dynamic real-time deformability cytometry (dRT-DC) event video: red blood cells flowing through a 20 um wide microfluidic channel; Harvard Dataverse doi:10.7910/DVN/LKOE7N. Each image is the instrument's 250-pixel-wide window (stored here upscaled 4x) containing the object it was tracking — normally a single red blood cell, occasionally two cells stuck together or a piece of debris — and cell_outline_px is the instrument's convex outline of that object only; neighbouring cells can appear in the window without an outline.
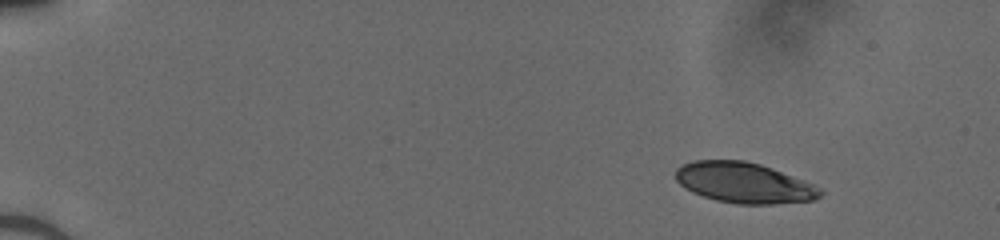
{"species": "human", "species_latin": "Homo sapiens", "temperature_condition": "cold", "stored_images_in_passage": 45, "camera_frame_rate_fps": 3000, "um_per_image_px": 0.085, "donor": {"sex": "male"}, "frame": {"image": 1, "passage_image": 1, "time_ms": 0.0, "image_size_px": [1000, 240], "cell_outline_px": [[824, 192], [820, 196], [812, 200], [772, 204], [736, 204], [716, 200], [692, 192], [684, 188], [676, 180], [676, 168], [692, 160], [744, 160], [760, 164], [772, 168], [804, 180], [820, 188]], "centroid_in_image_um": [63.23, 15.53], "position_along_channel_um": 21.8, "area_um2": 34.1}}
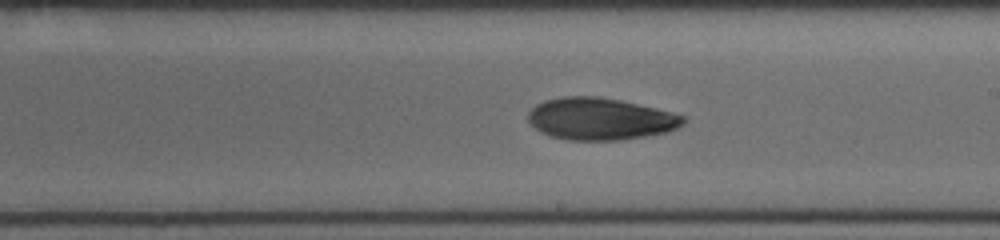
{"frame": {"image": 2, "passage_image": 26, "time_ms": 8.333, "image_size_px": [1000, 240], "cell_outline_px": [[688, 120], [684, 124], [668, 132], [620, 140], [568, 140], [552, 136], [540, 132], [528, 120], [528, 112], [536, 104], [544, 100], [564, 96], [596, 96], [620, 100], [672, 112], [684, 116]], "centroid_in_image_um": [51.03, 10.1], "position_along_channel_um": 238.0, "area_um2": 37.97}}
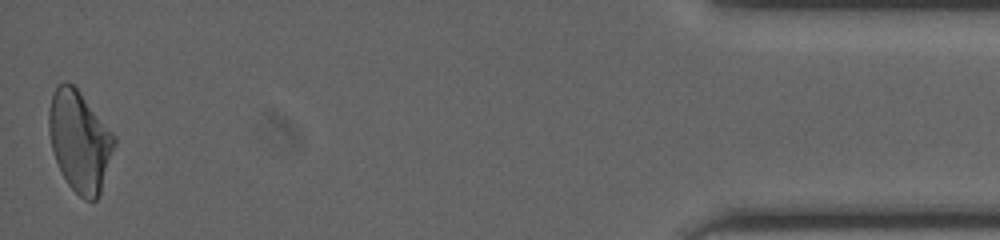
{"frame": {"image": 3, "passage_image": 45, "time_ms": 14.667, "image_size_px": [1000, 240], "cell_outline_px": [[116, 144], [100, 196], [96, 200], [84, 200], [68, 184], [56, 160], [52, 148], [48, 132], [48, 112], [52, 92], [60, 84], [72, 84], [80, 92], [116, 136]], "centroid_in_image_um": [6.79, 12.02], "position_along_channel_um": 428.4, "area_um2": 38.26}}